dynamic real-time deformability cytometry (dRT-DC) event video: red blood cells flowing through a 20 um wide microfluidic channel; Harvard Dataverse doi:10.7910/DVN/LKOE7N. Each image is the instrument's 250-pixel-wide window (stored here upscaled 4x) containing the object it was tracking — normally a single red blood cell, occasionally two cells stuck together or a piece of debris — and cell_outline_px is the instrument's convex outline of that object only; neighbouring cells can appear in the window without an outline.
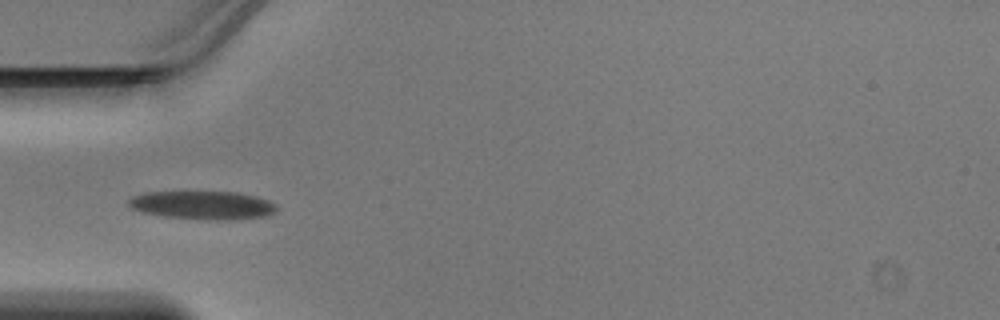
{"species": "Egyptian fruit bat (a non-hibernating species)", "species_latin": "Rousettus aegyptiacus", "temperature_condition": "warm", "stored_images_in_passage": 24, "camera_frame_rate_fps": 3000, "um_per_image_px": 0.085, "animal": {"sex": "male"}, "frame": {"image": 1, "passage_image": 9, "time_ms": 2.667, "image_size_px": [1000, 320], "cell_outline_px": [[276, 208], [272, 212], [260, 216], [228, 220], [208, 220], [168, 216], [144, 212], [132, 208], [128, 204], [128, 200], [132, 196], [144, 192], [240, 192], [256, 196], [268, 200]], "centroid_in_image_um": [17.18, 17.42], "position_along_channel_um": 67.8, "area_um2": 23.99}}
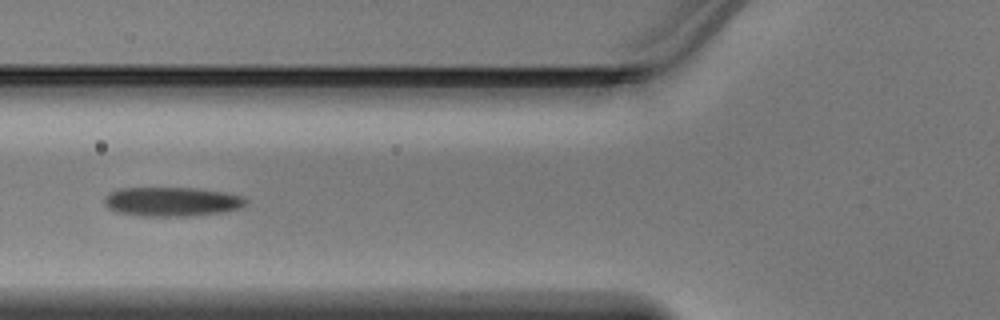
{"frame": {"image": 2, "passage_image": 12, "time_ms": 3.667, "image_size_px": [1000, 320], "cell_outline_px": [[248, 204], [240, 208], [224, 212], [184, 216], [144, 216], [116, 212], [108, 208], [104, 204], [104, 196], [108, 192], [120, 188], [196, 188], [224, 192], [244, 196], [248, 200]], "centroid_in_image_um": [14.61, 17.13], "position_along_channel_um": 111.2, "area_um2": 24.33}}
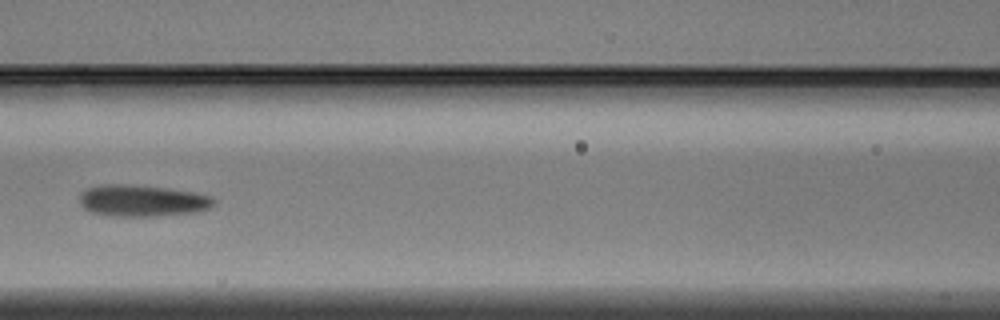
{"frame": {"image": 3, "passage_image": 15, "time_ms": 4.667, "image_size_px": [1000, 320], "cell_outline_px": [[216, 204], [212, 208], [196, 212], [156, 216], [116, 216], [92, 212], [84, 208], [80, 204], [80, 192], [84, 188], [100, 184], [132, 184], [168, 188], [196, 192], [212, 196], [216, 200]], "centroid_in_image_um": [12.12, 17.04], "position_along_channel_um": 154.5, "area_um2": 25.2}}